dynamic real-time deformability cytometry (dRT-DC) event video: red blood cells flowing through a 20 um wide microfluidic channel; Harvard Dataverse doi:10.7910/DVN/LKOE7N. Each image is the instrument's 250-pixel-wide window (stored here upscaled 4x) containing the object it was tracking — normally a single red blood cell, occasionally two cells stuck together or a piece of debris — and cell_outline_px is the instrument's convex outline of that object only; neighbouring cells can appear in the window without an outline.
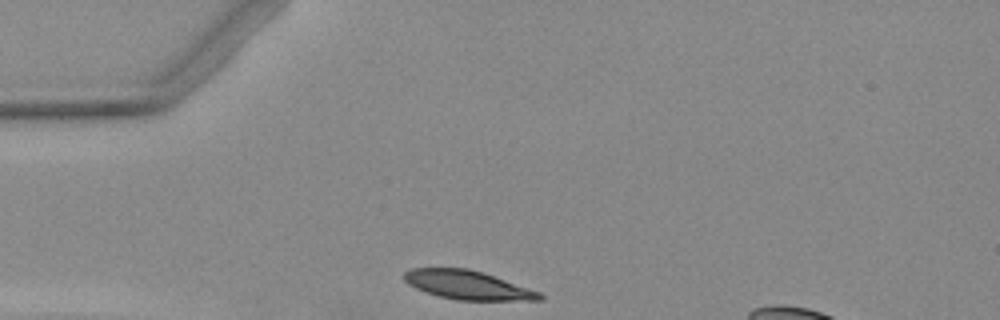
{"species": "Egyptian fruit bat (a non-hibernating species)", "species_latin": "Rousettus aegyptiacus", "temperature_condition": "warm", "stored_images_in_passage": 3, "camera_frame_rate_fps": 3000, "um_per_image_px": 0.085, "animal": {"sex": "female"}, "frame": {"image": 1, "passage_image": 1, "time_ms": 0.0, "image_size_px": [1000, 320], "cell_outline_px": [[544, 300], [456, 300], [440, 296], [416, 288], [408, 284], [404, 280], [404, 272], [412, 268], [468, 268], [484, 272], [540, 292], [544, 296]], "centroid_in_image_um": [39.77, 24.22], "position_along_channel_um": 45.2, "area_um2": 22.66}}
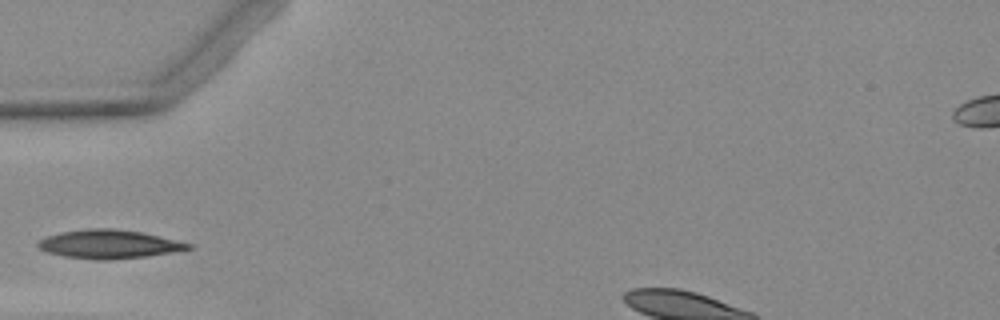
{"frame": {"image": 2, "passage_image": 2, "time_ms": 1.333, "image_size_px": [1000, 320], "cell_outline_px": [[196, 248], [148, 256], [108, 260], [96, 260], [64, 256], [48, 252], [40, 248], [36, 244], [40, 240], [48, 236], [60, 232], [88, 228], [112, 228], [140, 232], [196, 244]], "centroid_in_image_um": [9.33, 20.75], "position_along_channel_um": 75.7, "area_um2": 25.14}}
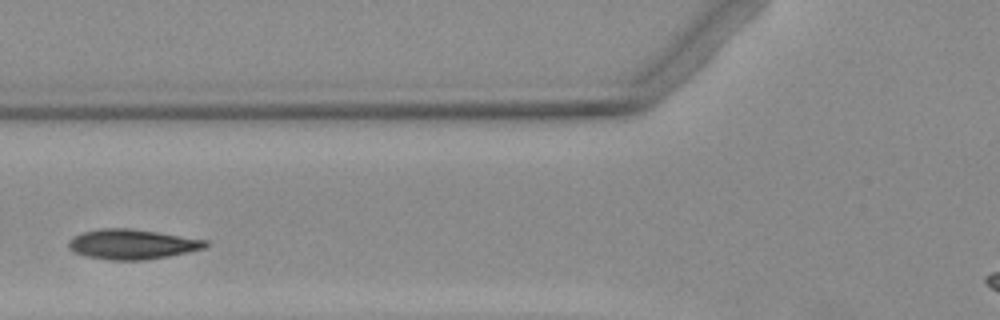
{"frame": {"image": 3, "passage_image": 3, "time_ms": 2.333, "image_size_px": [1000, 320], "cell_outline_px": [[212, 244], [204, 248], [188, 252], [168, 256], [144, 260], [112, 260], [84, 256], [68, 248], [68, 240], [72, 236], [80, 232], [100, 228], [128, 228], [156, 232], [208, 240]], "centroid_in_image_um": [11.21, 20.75], "position_along_channel_um": 114.6, "area_um2": 24.04}}